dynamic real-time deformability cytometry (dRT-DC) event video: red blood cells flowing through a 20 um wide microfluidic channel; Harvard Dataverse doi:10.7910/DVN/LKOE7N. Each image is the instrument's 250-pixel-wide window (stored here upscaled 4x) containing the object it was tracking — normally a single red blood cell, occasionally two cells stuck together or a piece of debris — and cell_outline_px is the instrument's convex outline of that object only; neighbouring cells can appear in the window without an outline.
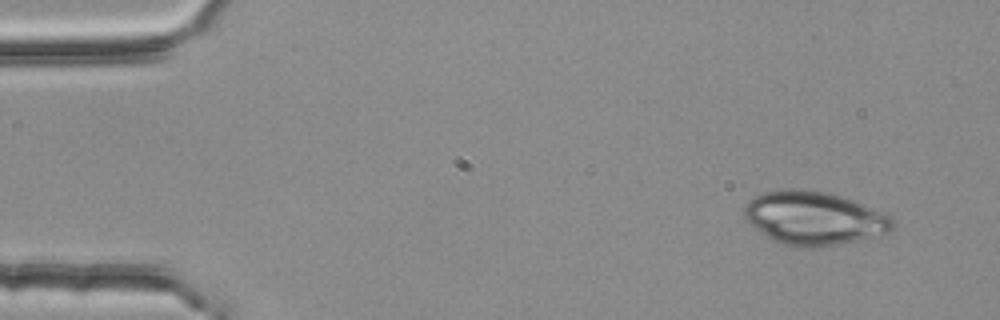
{"species": "common noctule bat (a hibernating species)", "species_latin": "Nyctalus noctula", "temperature_condition": "room temperature", "stored_images_in_passage": 3, "camera_frame_rate_fps": 3000, "um_per_image_px": 0.085, "animal": {"sex": "female", "body_mass_g": 25.1}, "frame": {"image": 1, "passage_image": 1, "time_ms": 0.0, "image_size_px": [1000, 320], "cell_outline_px": [[896, 228], [888, 232], [856, 240], [836, 244], [784, 244], [772, 240], [756, 228], [744, 216], [744, 208], [748, 200], [764, 192], [784, 188], [804, 188], [824, 192], [840, 196], [852, 200], [892, 216], [896, 220]], "centroid_in_image_um": [69.21, 18.48], "position_along_channel_um": 15.8, "area_um2": 45.14}}